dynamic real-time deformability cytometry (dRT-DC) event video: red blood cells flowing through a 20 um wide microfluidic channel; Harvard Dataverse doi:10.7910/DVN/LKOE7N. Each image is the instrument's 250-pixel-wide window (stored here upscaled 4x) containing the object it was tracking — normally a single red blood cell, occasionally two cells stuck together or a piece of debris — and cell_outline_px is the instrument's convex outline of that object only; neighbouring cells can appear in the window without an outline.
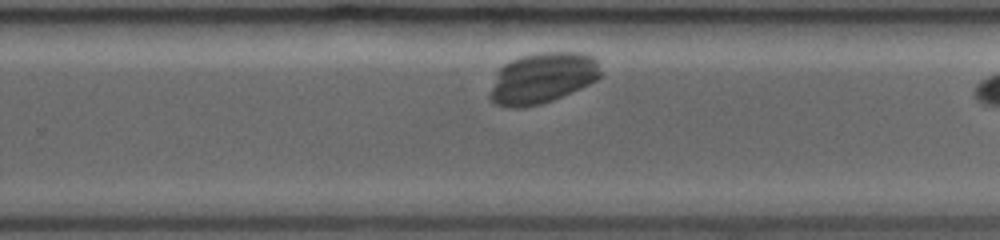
{"species": "common noctule bat (a hibernating species)", "species_latin": "Nyctalus noctula", "temperature_condition": "room temperature", "stored_images_in_passage": 19, "camera_frame_rate_fps": 3000, "um_per_image_px": 0.085, "animal": {"sex": "female", "body_mass_g": 19.0, "forearm_length_mm": 53.3}, "frame": {"image": 1, "passage_image": 12, "time_ms": 5.333, "image_size_px": [1000, 240], "cell_outline_px": [[604, 72], [596, 80], [580, 88], [552, 100], [540, 104], [524, 108], [512, 108], [496, 104], [488, 96], [496, 72], [504, 64], [520, 56], [540, 52], [584, 52], [592, 56], [596, 60]], "centroid_in_image_um": [46.11, 6.63], "position_along_channel_um": 283.7, "area_um2": 32.95}}
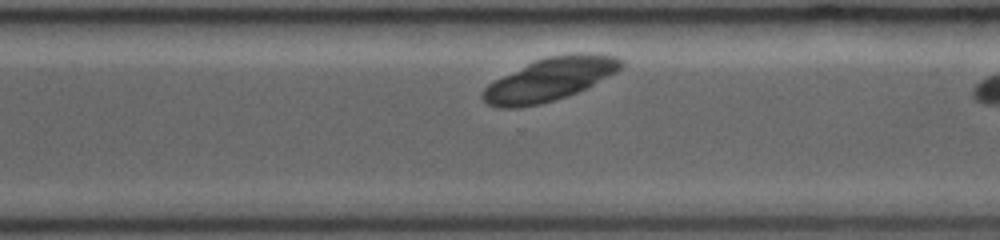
{"frame": {"image": 2, "passage_image": 14, "time_ms": 6.333, "image_size_px": [1000, 240], "cell_outline_px": [[624, 68], [588, 88], [540, 104], [520, 108], [500, 108], [488, 104], [480, 96], [484, 88], [488, 84], [536, 60], [548, 56], [576, 52], [592, 52], [616, 56], [624, 60]], "centroid_in_image_um": [46.81, 6.73], "position_along_channel_um": 323.8, "area_um2": 34.68}}